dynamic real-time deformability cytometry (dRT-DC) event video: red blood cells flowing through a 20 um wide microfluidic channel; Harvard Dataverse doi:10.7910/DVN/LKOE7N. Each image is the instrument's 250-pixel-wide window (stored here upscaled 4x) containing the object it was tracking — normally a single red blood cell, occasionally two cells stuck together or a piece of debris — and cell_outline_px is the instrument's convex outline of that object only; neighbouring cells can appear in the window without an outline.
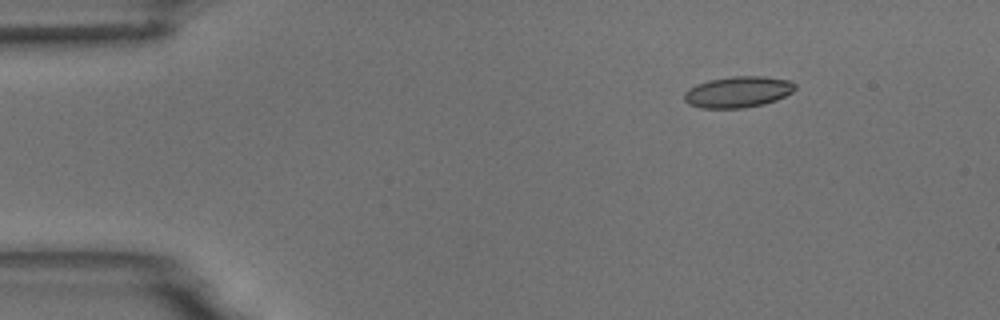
{"species": "common noctule bat (a hibernating species)", "species_latin": "Nyctalus noctula", "temperature_condition": "room temperature", "stored_images_in_passage": 5, "camera_frame_rate_fps": 3000, "um_per_image_px": 0.085, "animal": {"sex": "male", "body_mass_g": 18.8}, "frame": {"image": 1, "passage_image": 3, "time_ms": 2.333, "image_size_px": [1000, 320], "cell_outline_px": [[796, 88], [792, 92], [776, 100], [764, 104], [740, 108], [700, 108], [688, 104], [684, 100], [684, 92], [688, 88], [696, 84], [708, 80], [732, 76], [764, 76], [792, 80], [796, 84]], "centroid_in_image_um": [62.72, 7.8], "position_along_channel_um": 22.3, "area_um2": 20.35}}